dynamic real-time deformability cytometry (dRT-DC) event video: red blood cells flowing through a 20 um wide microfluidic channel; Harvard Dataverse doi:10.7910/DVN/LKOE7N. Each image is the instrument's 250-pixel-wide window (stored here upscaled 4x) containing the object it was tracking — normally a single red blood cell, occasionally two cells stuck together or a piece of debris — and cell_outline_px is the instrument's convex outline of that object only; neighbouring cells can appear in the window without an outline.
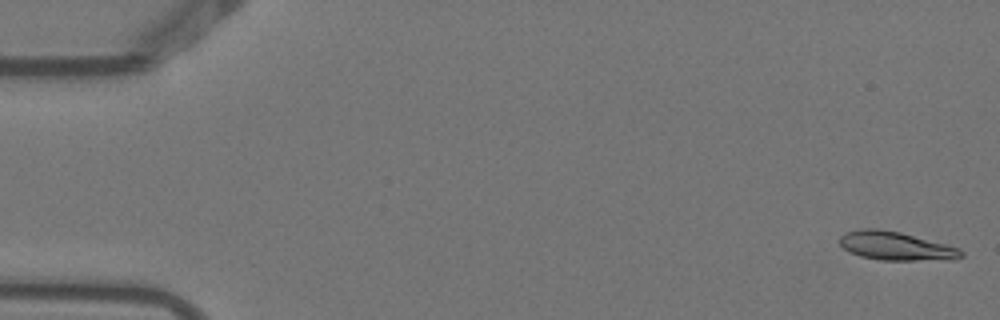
{"species": "Egyptian fruit bat (a non-hibernating species)", "species_latin": "Rousettus aegyptiacus", "temperature_condition": "warm", "stored_images_in_passage": 5, "camera_frame_rate_fps": 3000, "um_per_image_px": 0.085, "animal": {"sex": "female"}, "frame": {"image": 1, "passage_image": 1, "time_ms": 0.0, "image_size_px": [1000, 320], "cell_outline_px": [[964, 256], [956, 260], [880, 260], [860, 256], [848, 252], [840, 244], [840, 236], [844, 232], [860, 228], [876, 228], [900, 232], [960, 248], [964, 252]], "centroid_in_image_um": [76.16, 20.91], "position_along_channel_um": 8.8, "area_um2": 20.46}}
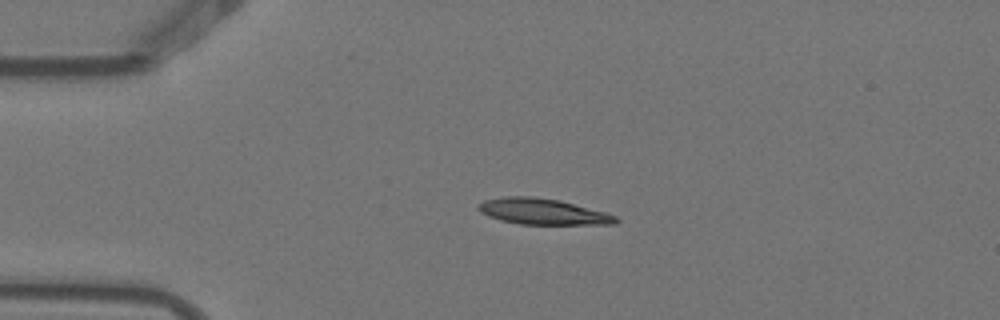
{"frame": {"image": 2, "passage_image": 3, "time_ms": 0.667, "image_size_px": [1000, 320], "cell_outline_px": [[620, 220], [616, 224], [520, 224], [500, 220], [488, 216], [480, 212], [476, 208], [484, 200], [504, 196], [532, 196], [560, 200], [604, 212], [616, 216]], "centroid_in_image_um": [46.11, 17.98], "position_along_channel_um": 38.9, "area_um2": 20.75}}
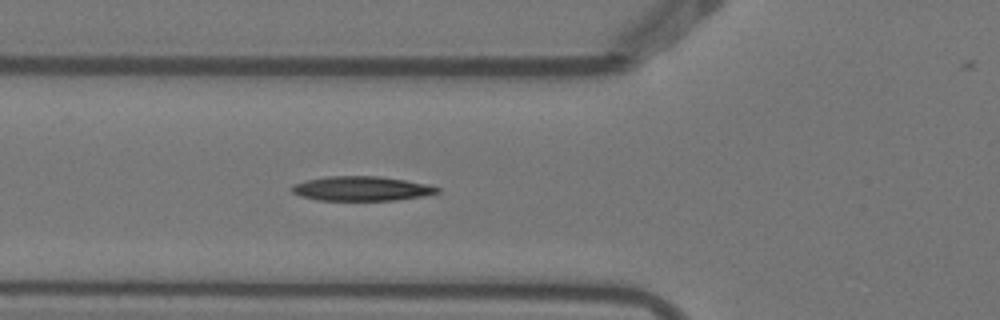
{"frame": {"image": 3, "passage_image": 5, "time_ms": 1.333, "image_size_px": [1000, 320], "cell_outline_px": [[440, 192], [424, 196], [396, 200], [316, 200], [300, 196], [292, 192], [288, 188], [292, 184], [304, 180], [328, 176], [380, 176], [428, 184], [440, 188]], "centroid_in_image_um": [30.68, 16.03], "position_along_channel_um": 95.1, "area_um2": 20.98}}